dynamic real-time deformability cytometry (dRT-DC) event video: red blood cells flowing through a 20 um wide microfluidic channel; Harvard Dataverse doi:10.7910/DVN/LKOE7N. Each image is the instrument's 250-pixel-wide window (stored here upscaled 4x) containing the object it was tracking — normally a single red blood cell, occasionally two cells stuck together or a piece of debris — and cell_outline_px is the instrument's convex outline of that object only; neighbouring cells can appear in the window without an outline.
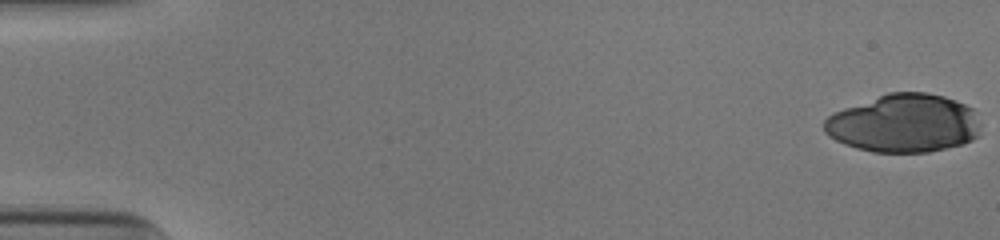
{"species": "human", "species_latin": "Homo sapiens", "temperature_condition": "cold", "stored_images_in_passage": 26, "camera_frame_rate_fps": 3000, "um_per_image_px": 0.085, "donor": {"sex": "male"}, "frame": {"image": 1, "passage_image": 1, "time_ms": 0.0, "image_size_px": [1000, 240], "cell_outline_px": [[980, 124], [976, 136], [972, 140], [964, 144], [928, 152], [872, 152], [856, 148], [844, 144], [836, 140], [824, 132], [824, 120], [828, 116], [844, 108], [888, 92], [928, 92], [944, 96], [956, 100], [972, 108]], "centroid_in_image_um": [76.83, 10.48], "position_along_channel_um": 8.2, "area_um2": 53.12}}
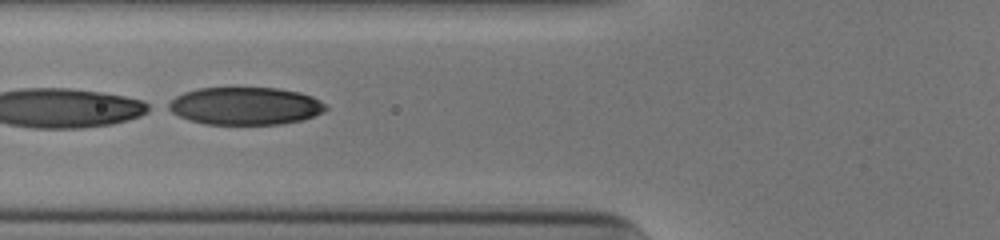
{"frame": {"image": 2, "passage_image": 22, "time_ms": 7.0, "image_size_px": [1000, 240], "cell_outline_px": [[328, 108], [324, 112], [304, 120], [280, 124], [204, 124], [188, 120], [164, 108], [164, 104], [176, 96], [184, 92], [196, 88], [276, 88], [300, 92], [312, 96], [328, 104]], "centroid_in_image_um": [20.83, 9.01], "position_along_channel_um": 105.0, "area_um2": 34.97}}